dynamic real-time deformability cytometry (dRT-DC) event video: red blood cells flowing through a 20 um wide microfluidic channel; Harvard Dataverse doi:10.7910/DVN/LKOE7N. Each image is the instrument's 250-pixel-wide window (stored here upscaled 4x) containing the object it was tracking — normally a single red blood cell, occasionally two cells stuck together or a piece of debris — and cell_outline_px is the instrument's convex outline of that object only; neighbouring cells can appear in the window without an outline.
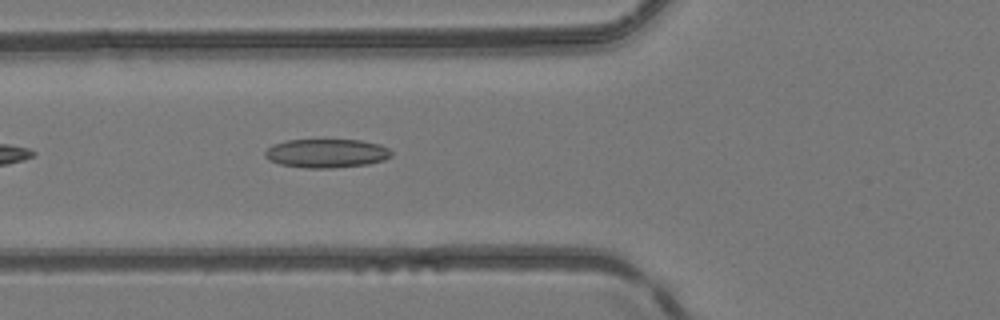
{"species": "common noctule bat (a hibernating species)", "species_latin": "Nyctalus noctula", "temperature_condition": "room temperature", "stored_images_in_passage": 14, "camera_frame_rate_fps": 3000, "um_per_image_px": 0.085, "animal": {"sex": "female", "body_mass_g": 24.6, "forearm_length_mm": 56.2}, "frame": {"image": 1, "passage_image": 5, "time_ms": 1.333, "image_size_px": [1000, 320], "cell_outline_px": [[392, 156], [384, 160], [368, 164], [332, 168], [304, 168], [280, 164], [268, 160], [264, 156], [264, 152], [272, 144], [288, 140], [360, 140], [380, 144], [388, 148], [392, 152]], "centroid_in_image_um": [27.74, 13.03], "position_along_channel_um": 98.1, "area_um2": 21.33}}
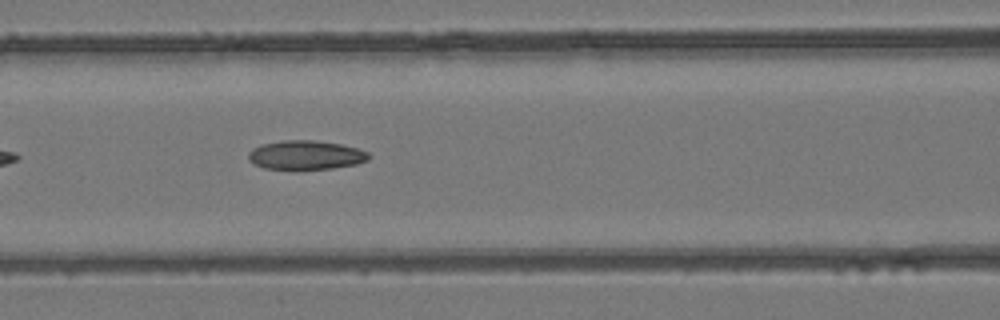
{"frame": {"image": 2, "passage_image": 8, "time_ms": 2.333, "image_size_px": [1000, 320], "cell_outline_px": [[368, 160], [356, 164], [332, 168], [296, 172], [264, 168], [248, 160], [248, 152], [252, 148], [260, 144], [284, 140], [316, 140], [340, 144], [356, 148], [368, 152]], "centroid_in_image_um": [25.93, 13.21], "position_along_channel_um": 140.7, "area_um2": 21.04}}